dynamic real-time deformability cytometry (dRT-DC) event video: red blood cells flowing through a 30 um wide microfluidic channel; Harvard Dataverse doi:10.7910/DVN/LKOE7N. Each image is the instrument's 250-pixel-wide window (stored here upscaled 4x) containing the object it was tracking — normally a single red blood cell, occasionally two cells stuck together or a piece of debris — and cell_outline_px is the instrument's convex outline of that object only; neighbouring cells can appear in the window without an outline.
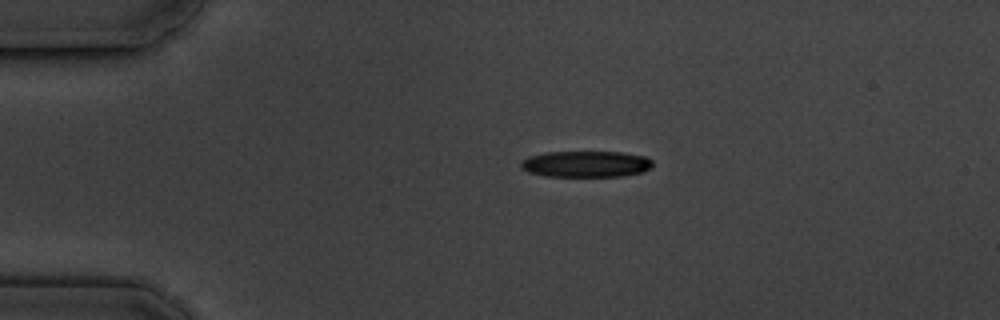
{"species": "common noctule bat (a hibernating species)", "species_latin": "Nyctalus noctula", "temperature_condition": "cold", "stored_images_in_passage": 9, "camera_frame_rate_fps": 3000, "um_per_image_px": 0.085, "animal": {"sex": "male", "body_mass_g": 19.5, "forearm_length_mm": 54.6}, "frame": {"image": 1, "passage_image": 3, "time_ms": 2.333, "image_size_px": [1000, 320], "cell_outline_px": [[652, 164], [648, 168], [640, 172], [620, 176], [544, 176], [528, 172], [520, 168], [520, 160], [528, 156], [548, 152], [624, 152], [644, 156], [652, 160]], "centroid_in_image_um": [49.73, 13.93], "position_along_channel_um": 35.3, "area_um2": 20.11}}